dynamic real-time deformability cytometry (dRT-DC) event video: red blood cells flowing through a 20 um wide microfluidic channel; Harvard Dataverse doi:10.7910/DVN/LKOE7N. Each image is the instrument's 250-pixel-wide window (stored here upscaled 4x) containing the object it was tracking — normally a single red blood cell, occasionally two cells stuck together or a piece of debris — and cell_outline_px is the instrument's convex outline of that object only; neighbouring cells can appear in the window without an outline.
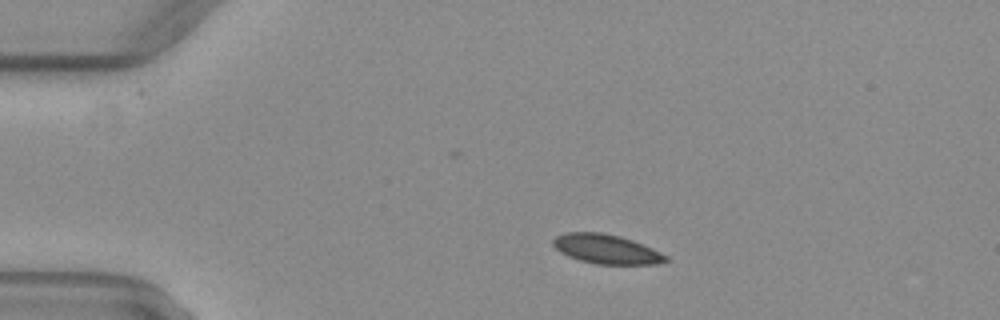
{"species": "common noctule bat (a hibernating species)", "species_latin": "Nyctalus noctula", "temperature_condition": "warm", "stored_images_in_passage": 41, "camera_frame_rate_fps": 3000, "um_per_image_px": 0.085, "animal": {"sex": "female", "body_mass_g": 29.2, "forearm_length_mm": 56.3}, "frame": {"image": 1, "passage_image": 1, "time_ms": 0.0, "image_size_px": [1000, 320], "cell_outline_px": [[668, 260], [656, 264], [596, 264], [580, 260], [568, 256], [560, 252], [552, 244], [552, 240], [556, 236], [564, 232], [600, 232], [620, 236], [632, 240], [652, 248], [668, 256]], "centroid_in_image_um": [51.52, 21.16], "position_along_channel_um": 33.5, "area_um2": 19.25}}
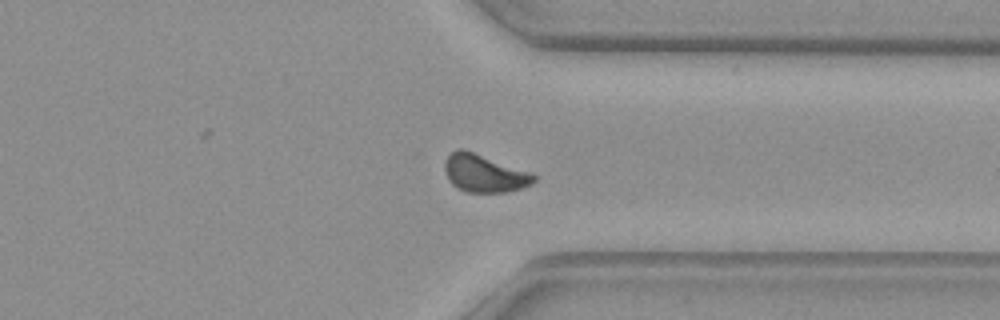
{"frame": {"image": 2, "passage_image": 30, "time_ms": 9.667, "image_size_px": [1000, 320], "cell_outline_px": [[536, 180], [532, 184], [520, 188], [504, 192], [468, 192], [456, 188], [448, 180], [444, 168], [444, 160], [456, 148], [464, 148], [532, 172], [536, 176]], "centroid_in_image_um": [41.15, 14.71], "position_along_channel_um": 370.2, "area_um2": 19.88}}
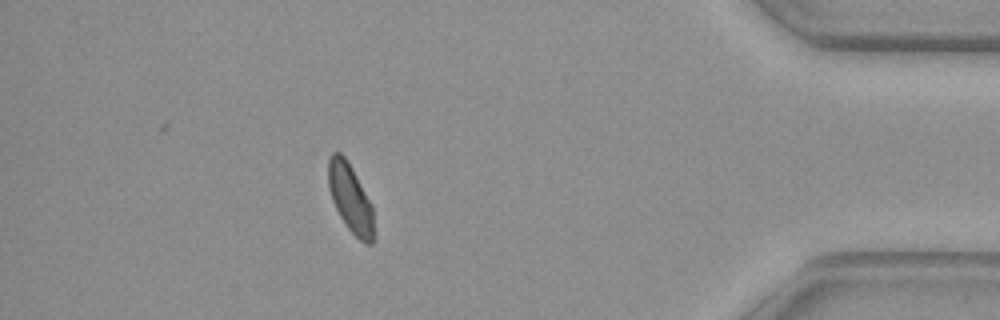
{"frame": {"image": 3, "passage_image": 36, "time_ms": 11.667, "image_size_px": [1000, 320], "cell_outline_px": [[372, 244], [364, 244], [348, 228], [340, 216], [332, 200], [328, 188], [328, 156], [332, 152], [340, 152], [348, 160], [372, 204]], "centroid_in_image_um": [29.74, 16.78], "position_along_channel_um": 405.5, "area_um2": 18.03}, "authors_computed_cell_mechanics": {"area_um2": 19.652, "velocity_mm_per_s": 4.0484, "shape_relaxation_time_tau1_ms": 3.9587, "shape_relaxation_time_tau2_ms": 2.5244, "deformation_change_tau1": 0.0783, "deformation_change_tau2": 0.045}}